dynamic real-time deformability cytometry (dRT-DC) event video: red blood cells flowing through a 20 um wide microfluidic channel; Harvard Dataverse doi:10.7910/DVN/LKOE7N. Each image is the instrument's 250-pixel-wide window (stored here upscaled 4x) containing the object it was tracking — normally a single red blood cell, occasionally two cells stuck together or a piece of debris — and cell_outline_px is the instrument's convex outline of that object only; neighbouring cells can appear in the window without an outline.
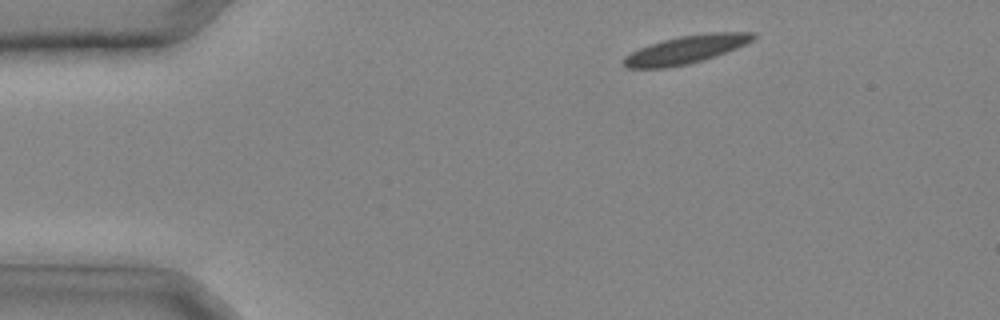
{"species": "common noctule bat (a hibernating species)", "species_latin": "Nyctalus noctula", "temperature_condition": "cold", "stored_images_in_passage": 26, "camera_frame_rate_fps": 3000, "um_per_image_px": 0.085, "animal": {"sex": "male", "body_mass_g": 20.4}, "frame": {"image": 1, "passage_image": 2, "time_ms": 0.333, "image_size_px": [1000, 320], "cell_outline_px": [[756, 36], [752, 40], [736, 48], [716, 56], [704, 60], [688, 64], [664, 68], [628, 68], [624, 64], [624, 56], [640, 48], [664, 40], [680, 36], [712, 32], [756, 32]], "centroid_in_image_um": [58.34, 4.21], "position_along_channel_um": 26.7, "area_um2": 20.87}}
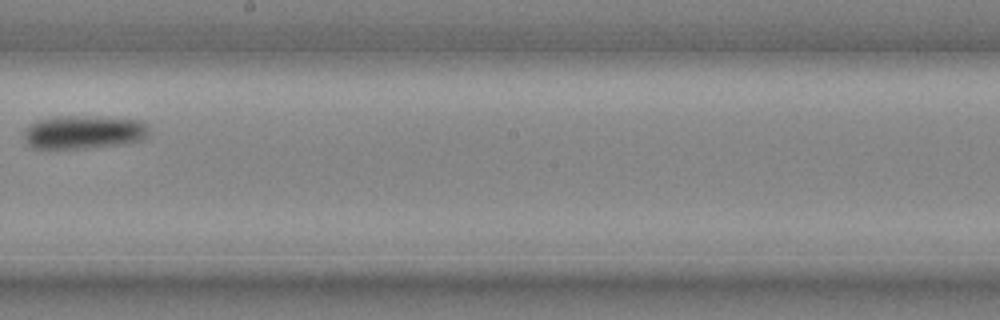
{"frame": {"image": 2, "passage_image": 16, "time_ms": 5.0, "image_size_px": [1000, 320], "cell_outline_px": [[148, 132], [144, 140], [88, 148], [32, 148], [24, 140], [24, 132], [36, 120], [52, 116], [76, 116], [144, 120], [148, 128]], "centroid_in_image_um": [7.1, 11.23], "position_along_channel_um": 241.1, "area_um2": 24.16}}
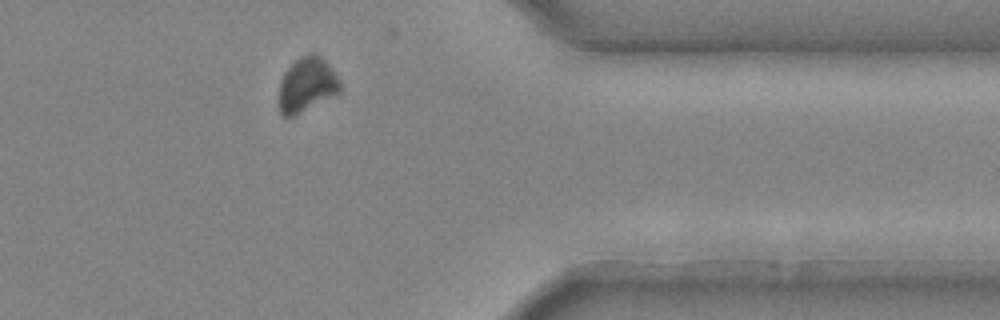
{"frame": {"image": 3, "passage_image": 24, "time_ms": 7.667, "image_size_px": [1000, 320], "cell_outline_px": [[340, 92], [292, 116], [284, 116], [280, 112], [280, 84], [284, 72], [300, 56], [312, 52], [320, 56], [332, 68], [340, 84]], "centroid_in_image_um": [26.08, 7.17], "position_along_channel_um": 385.3, "area_um2": 18.84}}